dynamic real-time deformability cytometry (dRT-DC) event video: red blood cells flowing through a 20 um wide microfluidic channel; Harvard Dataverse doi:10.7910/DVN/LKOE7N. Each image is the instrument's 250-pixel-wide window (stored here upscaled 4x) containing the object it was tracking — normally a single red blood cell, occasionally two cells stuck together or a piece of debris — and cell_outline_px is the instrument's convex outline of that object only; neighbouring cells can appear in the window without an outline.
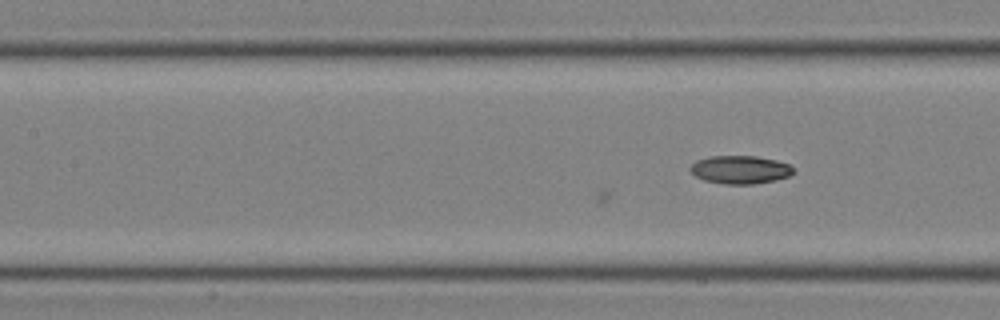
{"species": "common noctule bat (a hibernating species)", "species_latin": "Nyctalus noctula", "temperature_condition": "room temperature", "stored_images_in_passage": 20, "camera_frame_rate_fps": 3000, "um_per_image_px": 0.085, "animal": {"sex": "male", "body_mass_g": 19.0, "forearm_length_mm": 50.8}, "frame": {"image": 1, "passage_image": 9, "time_ms": 2.667, "image_size_px": [1000, 320], "cell_outline_px": [[796, 172], [788, 176], [776, 180], [752, 184], [724, 184], [704, 180], [696, 176], [688, 168], [696, 160], [708, 156], [756, 156], [776, 160], [788, 164]], "centroid_in_image_um": [62.9, 14.42], "position_along_channel_um": 144.5, "area_um2": 16.94}}
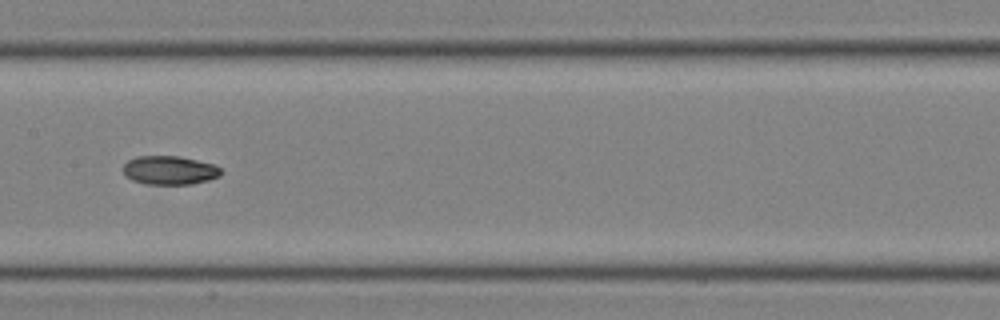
{"frame": {"image": 2, "passage_image": 12, "time_ms": 3.667, "image_size_px": [1000, 320], "cell_outline_px": [[220, 176], [208, 180], [192, 184], [144, 184], [132, 180], [124, 172], [124, 164], [128, 160], [136, 156], [180, 156], [212, 164], [220, 168]], "centroid_in_image_um": [14.4, 14.47], "position_along_channel_um": 193.0, "area_um2": 16.24}}